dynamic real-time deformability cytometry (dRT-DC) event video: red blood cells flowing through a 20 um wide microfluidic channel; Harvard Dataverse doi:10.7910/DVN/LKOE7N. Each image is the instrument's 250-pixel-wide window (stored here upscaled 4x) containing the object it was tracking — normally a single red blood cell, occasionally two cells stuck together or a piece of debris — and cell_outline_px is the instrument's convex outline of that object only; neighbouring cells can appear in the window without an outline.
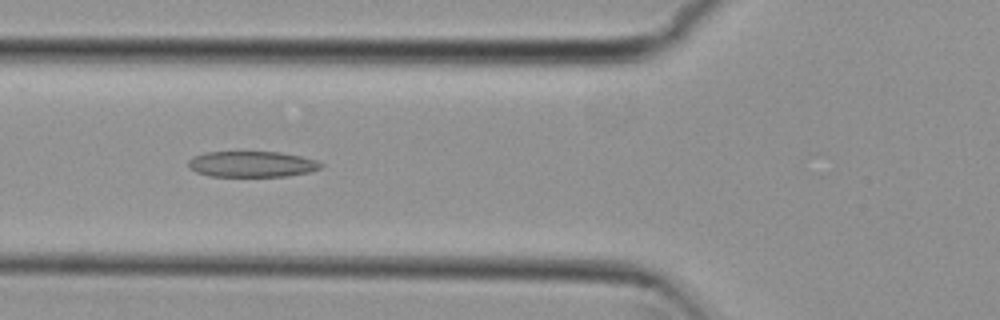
{"species": "common noctule bat (a hibernating species)", "species_latin": "Nyctalus noctula", "temperature_condition": "cold", "stored_images_in_passage": 38, "camera_frame_rate_fps": 3000, "um_per_image_px": 0.085, "animal": {"sex": "female", "body_mass_g": 29.2, "forearm_length_mm": 56.3}, "frame": {"image": 1, "passage_image": 4, "time_ms": 1.0, "image_size_px": [1000, 320], "cell_outline_px": [[324, 164], [320, 168], [308, 172], [288, 176], [208, 176], [196, 172], [188, 168], [188, 160], [192, 156], [204, 152], [280, 152], [300, 156], [316, 160]], "centroid_in_image_um": [21.36, 13.95], "position_along_channel_um": 104.4, "area_um2": 20.06}}
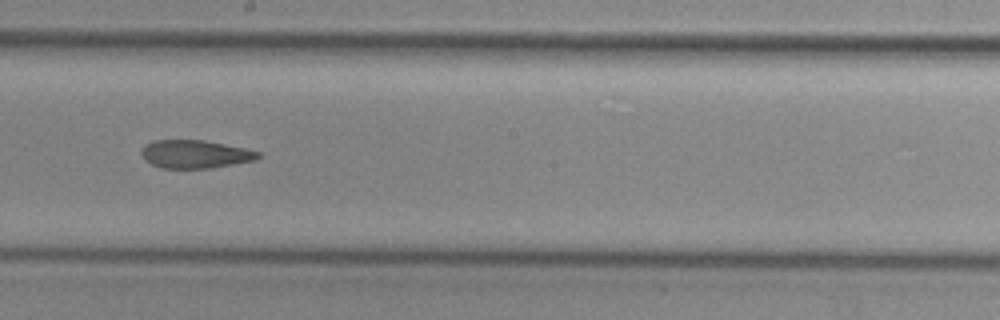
{"frame": {"image": 2, "passage_image": 14, "time_ms": 4.333, "image_size_px": [1000, 320], "cell_outline_px": [[260, 156], [256, 160], [212, 168], [160, 168], [144, 160], [140, 152], [144, 144], [152, 140], [204, 140], [244, 148], [260, 152]], "centroid_in_image_um": [16.55, 13.1], "position_along_channel_um": 231.7, "area_um2": 19.25}}
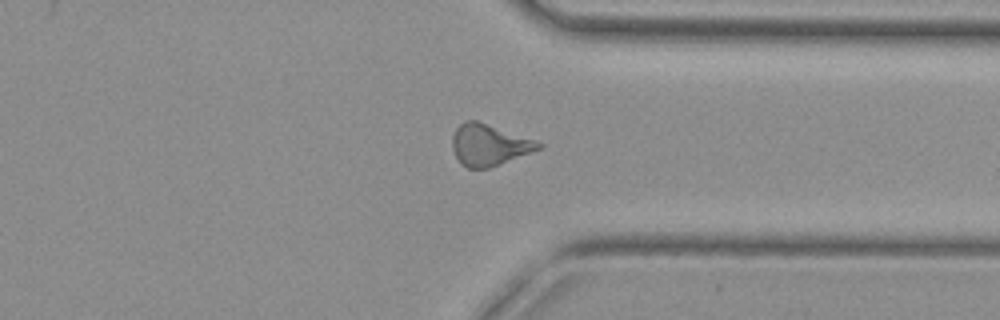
{"frame": {"image": 3, "passage_image": 25, "time_ms": 8.0, "image_size_px": [1000, 320], "cell_outline_px": [[544, 144], [540, 148], [532, 152], [488, 168], [468, 168], [460, 164], [452, 148], [452, 136], [456, 128], [464, 120], [476, 120]], "centroid_in_image_um": [41.51, 12.32], "position_along_channel_um": 369.9, "area_um2": 20.4}, "authors_computed_cell_mechanics": {"area_um2": 20.1144, "velocity_mm_per_s": 3.8108, "shape_relaxation_time_tau1_ms": null, "shape_relaxation_time_tau2_ms": 2.7786, "deformation_change_tau1": null, "deformation_change_tau2": 0.1099}}